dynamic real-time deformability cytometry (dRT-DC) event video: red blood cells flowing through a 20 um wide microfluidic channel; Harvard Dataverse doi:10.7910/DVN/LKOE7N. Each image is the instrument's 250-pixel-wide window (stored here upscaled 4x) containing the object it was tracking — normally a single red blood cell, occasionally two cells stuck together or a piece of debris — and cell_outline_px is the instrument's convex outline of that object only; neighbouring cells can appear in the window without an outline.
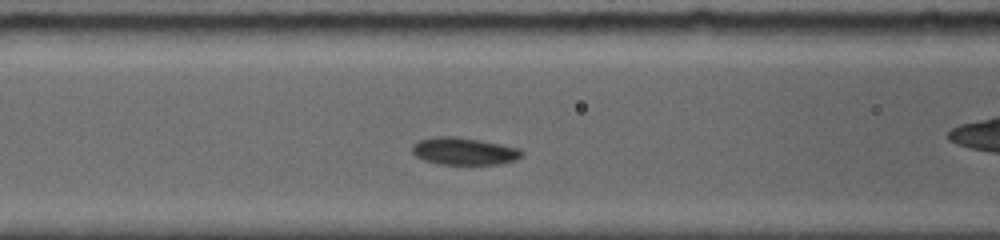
{"species": "common noctule bat (a hibernating species)", "species_latin": "Nyctalus noctula", "temperature_condition": "room temperature", "stored_images_in_passage": 19, "camera_frame_rate_fps": 5000, "um_per_image_px": 0.085, "animal": {"sex": "female", "body_mass_g": 19.0, "forearm_length_mm": 56.7}, "frame": {"image": 1, "passage_image": 6, "time_ms": 3.2, "image_size_px": [1000, 240], "cell_outline_px": [[524, 156], [516, 160], [500, 164], [440, 164], [424, 160], [416, 156], [412, 152], [412, 144], [420, 140], [436, 136], [456, 136], [480, 140], [520, 148], [524, 152]], "centroid_in_image_um": [39.47, 12.85], "position_along_channel_um": 127.1, "area_um2": 17.57}}
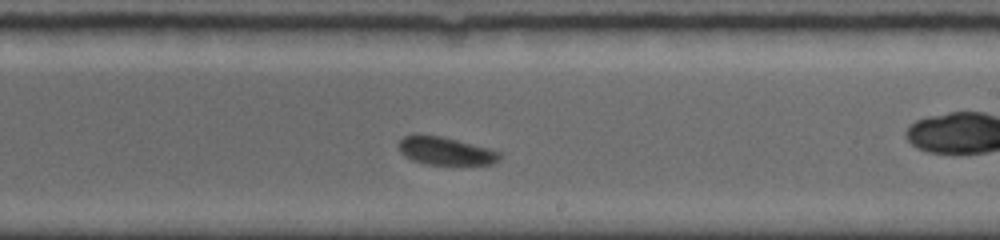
{"frame": {"image": 2, "passage_image": 11, "time_ms": 6.4, "image_size_px": [1000, 240], "cell_outline_px": [[500, 160], [492, 164], [428, 164], [412, 160], [404, 156], [400, 152], [396, 144], [404, 136], [416, 132], [444, 136], [488, 148], [500, 152]], "centroid_in_image_um": [37.79, 12.79], "position_along_channel_um": 251.2, "area_um2": 16.82}}
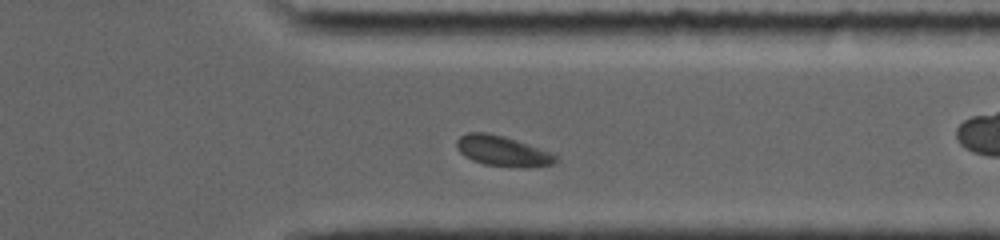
{"frame": {"image": 3, "passage_image": 16, "time_ms": 9.4, "image_size_px": [1000, 240], "cell_outline_px": [[560, 160], [552, 164], [524, 168], [520, 168], [484, 164], [472, 160], [464, 156], [456, 148], [456, 140], [460, 136], [468, 132], [488, 132], [504, 136], [552, 152]], "centroid_in_image_um": [42.71, 12.84], "position_along_channel_um": 368.7, "area_um2": 17.69}, "authors_computed_cell_mechanics": {"area_um2": 17.5712, "velocity_mm_per_s": 3.8918, "shape_relaxation_time_tau1_ms": 2.7504, "shape_relaxation_time_tau2_ms": 2.3012, "deformation_change_tau1": 0.0827, "deformation_change_tau2": 0.0646}}